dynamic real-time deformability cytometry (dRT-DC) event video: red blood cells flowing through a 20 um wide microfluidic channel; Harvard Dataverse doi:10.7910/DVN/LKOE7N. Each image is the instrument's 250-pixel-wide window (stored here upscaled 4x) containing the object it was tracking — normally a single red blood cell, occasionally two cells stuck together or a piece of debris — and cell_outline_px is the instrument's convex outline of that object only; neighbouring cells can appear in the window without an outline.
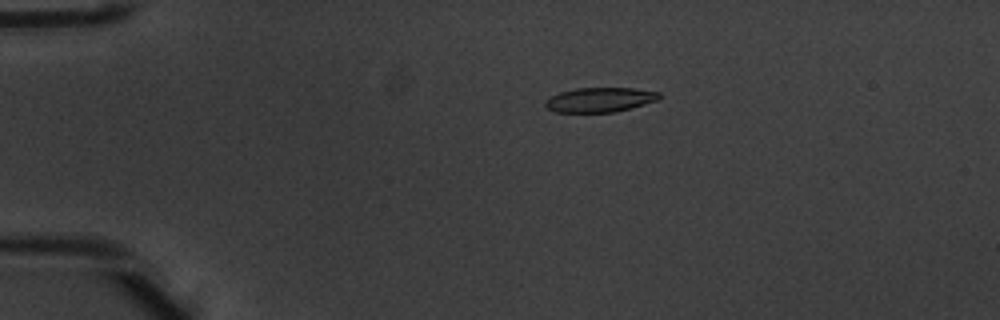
{"species": "common noctule bat (a hibernating species)", "species_latin": "Nyctalus noctula", "temperature_condition": "warm", "stored_images_in_passage": 5, "camera_frame_rate_fps": 3000, "um_per_image_px": 0.085, "animal": {"sex": "male", "body_mass_g": 20.1, "forearm_length_mm": 53.5}, "frame": {"image": 1, "passage_image": 3, "time_ms": 0.667, "image_size_px": [1000, 320], "cell_outline_px": [[660, 96], [656, 100], [644, 104], [616, 112], [556, 112], [548, 108], [544, 104], [552, 96], [560, 92], [576, 88], [632, 88], [660, 92]], "centroid_in_image_um": [51.0, 8.48], "position_along_channel_um": 34.0, "area_um2": 16.07}}
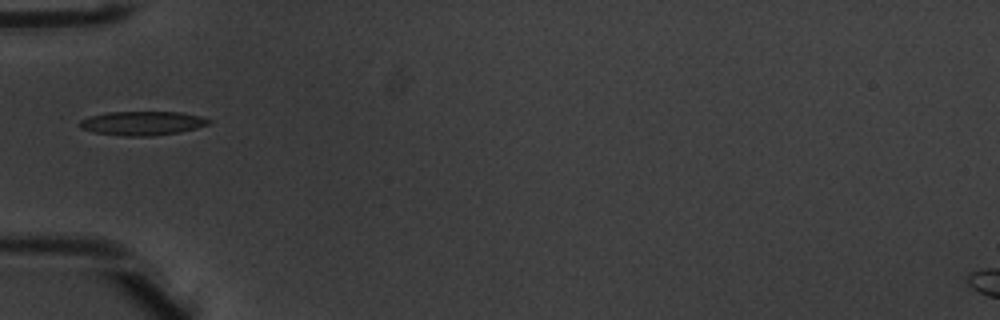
{"frame": {"image": 2, "passage_image": 5, "time_ms": 1.333, "image_size_px": [1000, 320], "cell_outline_px": [[212, 120], [208, 124], [196, 128], [180, 132], [152, 136], [124, 136], [92, 132], [80, 128], [76, 124], [80, 120], [88, 116], [108, 112], [180, 112], [200, 116]], "centroid_in_image_um": [12.04, 10.47], "position_along_channel_um": 73.0, "area_um2": 18.21}}